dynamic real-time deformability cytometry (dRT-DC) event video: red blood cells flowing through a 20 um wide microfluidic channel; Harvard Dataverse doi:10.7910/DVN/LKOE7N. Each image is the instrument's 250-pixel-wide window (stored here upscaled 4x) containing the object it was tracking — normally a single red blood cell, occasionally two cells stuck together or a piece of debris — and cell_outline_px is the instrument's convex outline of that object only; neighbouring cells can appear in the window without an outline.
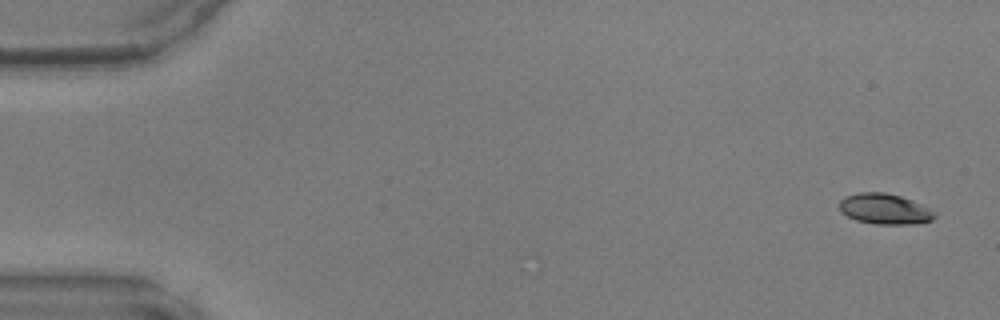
{"species": "common noctule bat (a hibernating species)", "species_latin": "Nyctalus noctula", "temperature_condition": "warm", "stored_images_in_passage": 47, "camera_frame_rate_fps": 3000, "um_per_image_px": 0.085, "animal": {"sex": "male", "body_mass_g": 17.9, "forearm_length_mm": 54.2}, "frame": {"image": 1, "passage_image": 1, "time_ms": 0.0, "image_size_px": [1000, 320], "cell_outline_px": [[936, 216], [932, 220], [916, 224], [876, 224], [856, 220], [840, 212], [840, 200], [844, 196], [860, 192], [884, 192], [900, 196], [920, 204], [936, 212]], "centroid_in_image_um": [75.19, 17.76], "position_along_channel_um": 9.8, "area_um2": 16.94}}
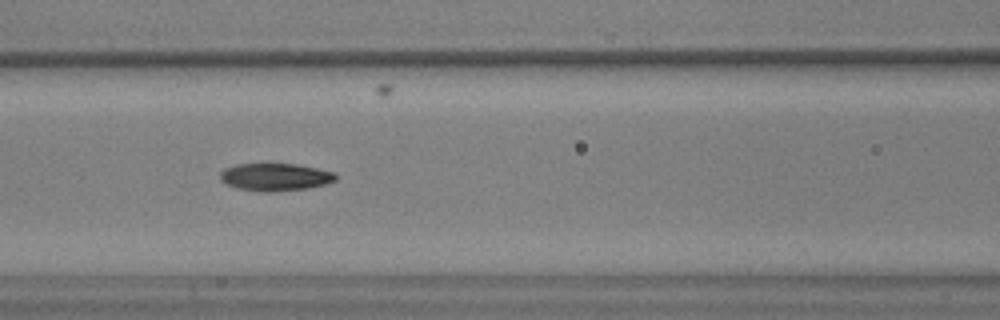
{"frame": {"image": 2, "passage_image": 20, "time_ms": 6.333, "image_size_px": [1000, 320], "cell_outline_px": [[336, 180], [324, 184], [308, 188], [264, 192], [236, 188], [224, 184], [220, 180], [220, 172], [224, 168], [236, 164], [296, 164], [336, 172]], "centroid_in_image_um": [23.35, 15.04], "position_along_channel_um": 143.2, "area_um2": 18.55}}
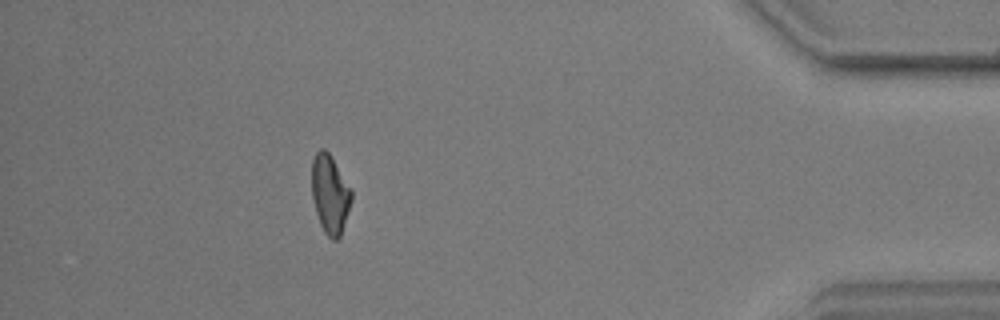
{"frame": {"image": 3, "passage_image": 42, "time_ms": 13.667, "image_size_px": [1000, 320], "cell_outline_px": [[352, 200], [340, 236], [336, 240], [332, 240], [324, 232], [320, 224], [312, 200], [312, 160], [316, 152], [320, 148], [324, 148], [328, 152], [352, 188]], "centroid_in_image_um": [28.05, 16.49], "position_along_channel_um": 407.1, "area_um2": 18.26}}